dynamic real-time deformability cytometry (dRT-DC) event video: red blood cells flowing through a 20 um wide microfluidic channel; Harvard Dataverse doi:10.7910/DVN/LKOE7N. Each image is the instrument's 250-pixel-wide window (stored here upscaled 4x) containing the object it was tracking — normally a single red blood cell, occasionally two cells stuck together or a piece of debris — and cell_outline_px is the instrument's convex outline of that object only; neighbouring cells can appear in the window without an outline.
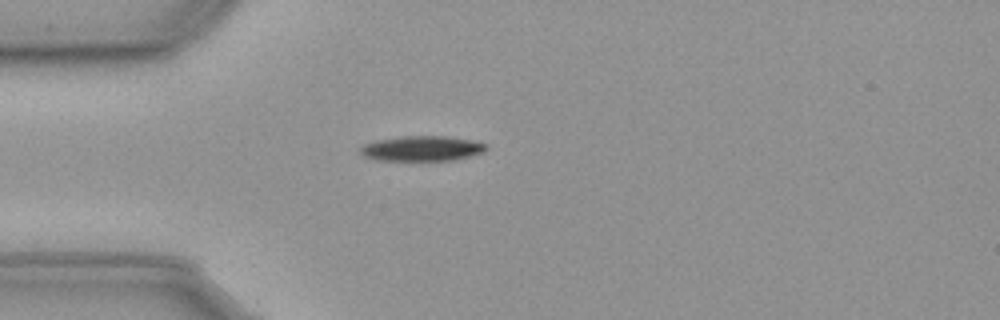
{"species": "common noctule bat (a hibernating species)", "species_latin": "Nyctalus noctula", "temperature_condition": "cold", "stored_images_in_passage": 42, "camera_frame_rate_fps": 3000, "um_per_image_px": 0.085, "animal": {"sex": "male", "body_mass_g": 23.1, "forearm_length_mm": 52.7}, "frame": {"image": 1, "passage_image": 1, "time_ms": 0.0, "image_size_px": [1000, 320], "cell_outline_px": [[488, 148], [484, 152], [452, 160], [376, 160], [364, 156], [360, 152], [360, 148], [364, 144], [376, 140], [404, 136], [444, 136], [472, 140], [488, 144]], "centroid_in_image_um": [35.87, 12.61], "position_along_channel_um": 49.1, "area_um2": 18.32}}
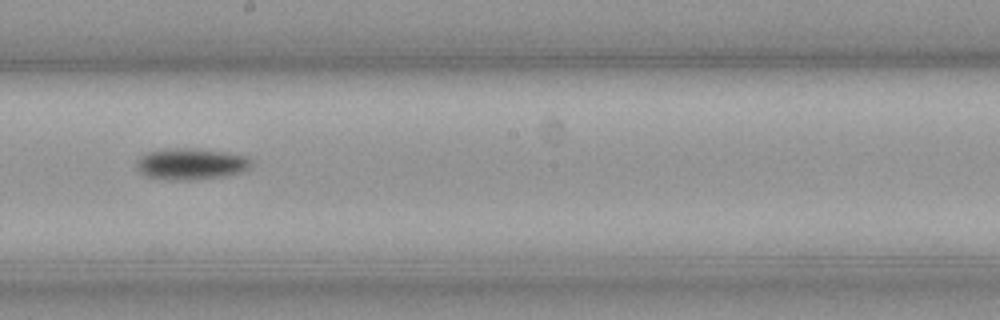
{"frame": {"image": 2, "passage_image": 17, "time_ms": 5.333, "image_size_px": [1000, 320], "cell_outline_px": [[248, 168], [240, 172], [224, 176], [192, 180], [168, 180], [148, 176], [140, 172], [136, 168], [136, 164], [140, 156], [148, 152], [176, 148], [188, 148], [220, 152], [244, 156], [248, 160]], "centroid_in_image_um": [16.14, 13.95], "position_along_channel_um": 232.1, "area_um2": 20.35}}
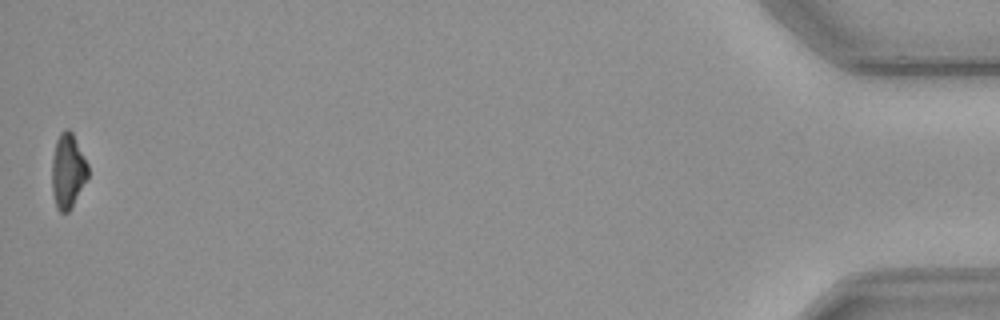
{"frame": {"image": 3, "passage_image": 42, "time_ms": 13.667, "image_size_px": [1000, 320], "cell_outline_px": [[88, 176], [68, 212], [60, 212], [56, 208], [52, 192], [52, 160], [56, 140], [60, 132], [64, 128], [68, 128], [72, 132], [88, 164]], "centroid_in_image_um": [5.75, 14.5], "position_along_channel_um": 429.5, "area_um2": 15.55}, "authors_computed_cell_mechanics": {"area_um2": 18.5538, "velocity_mm_per_s": 3.6185, "shape_relaxation_time_tau1_ms": 2.5535, "shape_relaxation_time_tau2_ms": null, "deformation_change_tau1": 0.1098, "deformation_change_tau2": null}}